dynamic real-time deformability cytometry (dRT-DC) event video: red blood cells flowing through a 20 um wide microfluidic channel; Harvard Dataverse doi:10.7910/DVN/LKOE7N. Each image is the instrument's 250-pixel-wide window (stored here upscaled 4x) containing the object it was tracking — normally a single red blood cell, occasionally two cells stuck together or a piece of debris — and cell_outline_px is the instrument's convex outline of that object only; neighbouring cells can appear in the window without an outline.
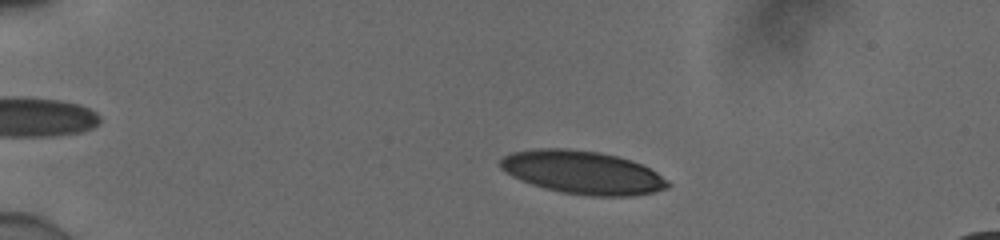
{"species": "human", "species_latin": "Homo sapiens", "temperature_condition": "cold", "stored_images_in_passage": 16, "camera_frame_rate_fps": 3000, "um_per_image_px": 0.085, "donor": {"sex": "male"}, "frame": {"image": 1, "passage_image": 9, "time_ms": 2.667, "image_size_px": [1000, 240], "cell_outline_px": [[672, 184], [668, 188], [656, 192], [628, 196], [588, 196], [560, 192], [544, 188], [532, 184], [512, 176], [500, 168], [500, 160], [504, 156], [512, 152], [540, 148], [568, 148], [600, 152], [632, 160], [656, 172], [668, 180]], "centroid_in_image_um": [49.54, 14.66], "position_along_channel_um": 35.5, "area_um2": 42.19}}
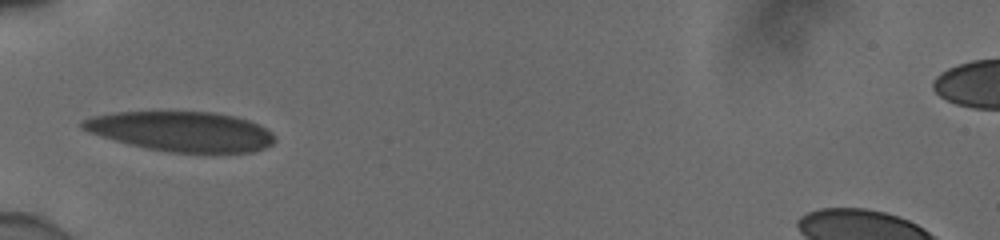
{"frame": {"image": 2, "passage_image": 15, "time_ms": 4.667, "image_size_px": [1000, 240], "cell_outline_px": [[276, 140], [272, 144], [264, 148], [252, 152], [168, 152], [148, 148], [100, 136], [88, 132], [80, 128], [80, 124], [84, 120], [92, 116], [116, 112], [212, 112], [236, 116], [260, 124], [272, 132], [276, 136]], "centroid_in_image_um": [15.46, 11.16], "position_along_channel_um": 69.5, "area_um2": 44.51}}